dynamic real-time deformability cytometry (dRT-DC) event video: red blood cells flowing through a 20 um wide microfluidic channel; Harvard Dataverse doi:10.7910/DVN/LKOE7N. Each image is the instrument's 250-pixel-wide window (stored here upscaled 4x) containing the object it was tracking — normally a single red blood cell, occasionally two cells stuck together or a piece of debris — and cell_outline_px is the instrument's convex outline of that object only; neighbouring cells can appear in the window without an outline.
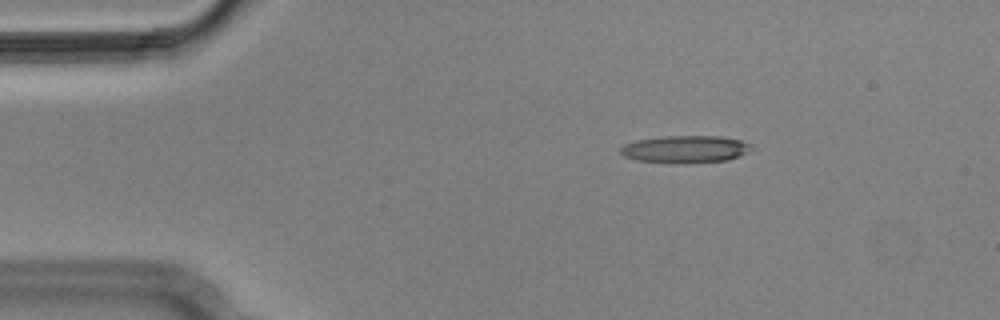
{"species": "Egyptian fruit bat (a non-hibernating species)", "species_latin": "Rousettus aegyptiacus", "temperature_condition": "cold", "stored_images_in_passage": 3, "camera_frame_rate_fps": 3000, "um_per_image_px": 0.085, "animal": {"sex": "male"}, "frame": {"image": 1, "passage_image": 1, "time_ms": 0.0, "image_size_px": [1000, 320], "cell_outline_px": [[752, 144], [748, 152], [728, 160], [684, 164], [672, 164], [636, 160], [624, 156], [620, 152], [620, 148], [624, 144], [636, 140], [664, 136], [720, 136], [740, 140]], "centroid_in_image_um": [58.22, 12.69], "position_along_channel_um": 26.8, "area_um2": 21.1}}